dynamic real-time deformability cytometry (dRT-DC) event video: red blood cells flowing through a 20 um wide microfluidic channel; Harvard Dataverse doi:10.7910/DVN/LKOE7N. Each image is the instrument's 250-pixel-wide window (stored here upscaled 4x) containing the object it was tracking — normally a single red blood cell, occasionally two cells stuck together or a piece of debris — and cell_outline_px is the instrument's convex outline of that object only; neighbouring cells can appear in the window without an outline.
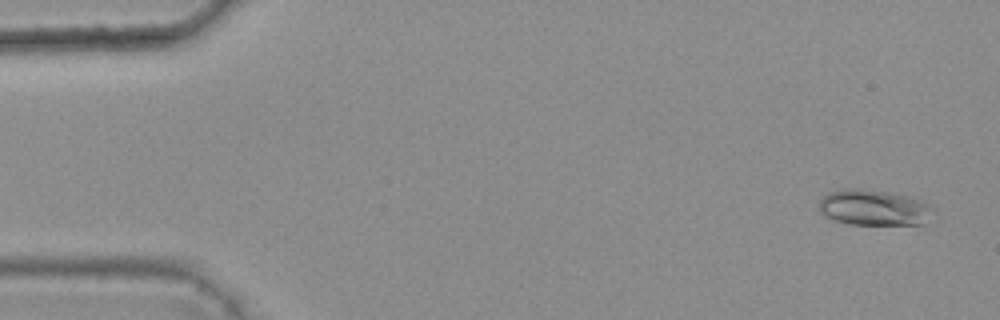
{"species": "common noctule bat (a hibernating species)", "species_latin": "Nyctalus noctula", "temperature_condition": "warm", "stored_images_in_passage": 5, "camera_frame_rate_fps": 3000, "um_per_image_px": 0.085, "animal": {"sex": "female", "body_mass_g": 25.1}, "frame": {"image": 1, "passage_image": 1, "time_ms": 0.0, "image_size_px": [1000, 320], "cell_outline_px": [[932, 208], [920, 224], [848, 224], [824, 216], [820, 212], [820, 200], [828, 192], [844, 188], [860, 188], [888, 192], [904, 196], [928, 204]], "centroid_in_image_um": [74.15, 17.63], "position_along_channel_um": 10.9, "area_um2": 23.06}}